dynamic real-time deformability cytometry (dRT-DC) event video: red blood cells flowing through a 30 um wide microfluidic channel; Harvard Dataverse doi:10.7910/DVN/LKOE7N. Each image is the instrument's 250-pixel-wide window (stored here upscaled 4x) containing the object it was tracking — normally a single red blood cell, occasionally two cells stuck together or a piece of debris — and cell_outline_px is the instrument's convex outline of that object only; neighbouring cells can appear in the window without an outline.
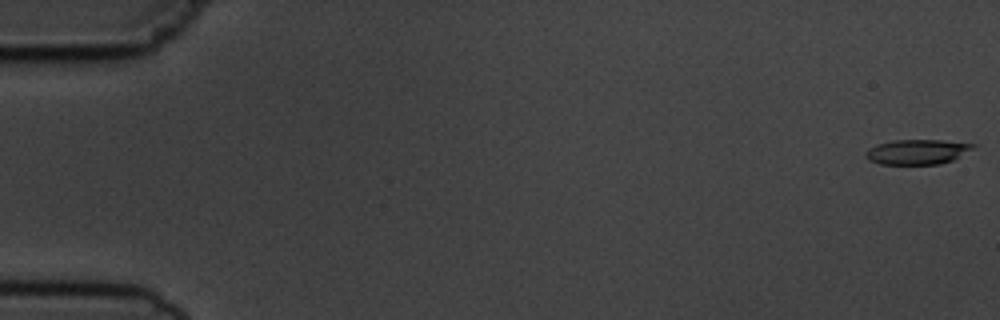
{"species": "common noctule bat (a hibernating species)", "species_latin": "Nyctalus noctula", "temperature_condition": "cold", "stored_images_in_passage": 5, "camera_frame_rate_fps": 3000, "um_per_image_px": 0.085, "animal": {"sex": "male", "body_mass_g": 19.5, "forearm_length_mm": 54.6}, "frame": {"image": 1, "passage_image": 1, "time_ms": 0.0, "image_size_px": [1000, 320], "cell_outline_px": [[976, 144], [972, 148], [952, 160], [940, 164], [880, 164], [868, 160], [864, 156], [864, 152], [868, 148], [876, 144], [896, 140], [940, 140]], "centroid_in_image_um": [77.88, 12.91], "position_along_channel_um": 7.1, "area_um2": 15.49}}
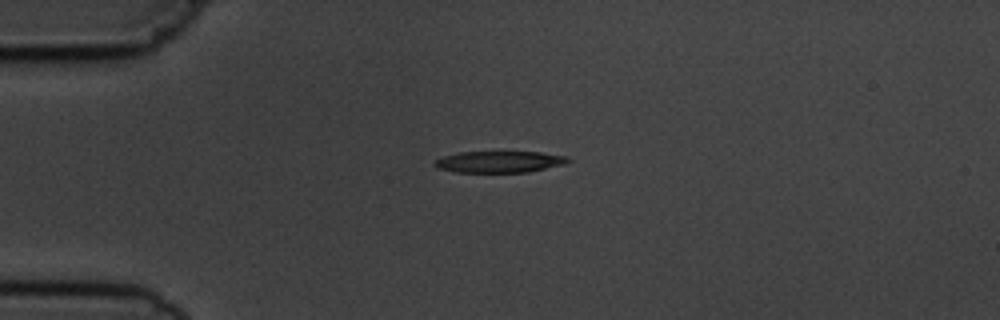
{"frame": {"image": 2, "passage_image": 5, "time_ms": 4.333, "image_size_px": [1000, 320], "cell_outline_px": [[572, 160], [564, 164], [528, 172], [456, 172], [436, 168], [432, 164], [436, 160], [444, 156], [460, 152], [540, 152], [568, 156]], "centroid_in_image_um": [42.45, 13.75], "position_along_channel_um": 42.5, "area_um2": 16.7}}